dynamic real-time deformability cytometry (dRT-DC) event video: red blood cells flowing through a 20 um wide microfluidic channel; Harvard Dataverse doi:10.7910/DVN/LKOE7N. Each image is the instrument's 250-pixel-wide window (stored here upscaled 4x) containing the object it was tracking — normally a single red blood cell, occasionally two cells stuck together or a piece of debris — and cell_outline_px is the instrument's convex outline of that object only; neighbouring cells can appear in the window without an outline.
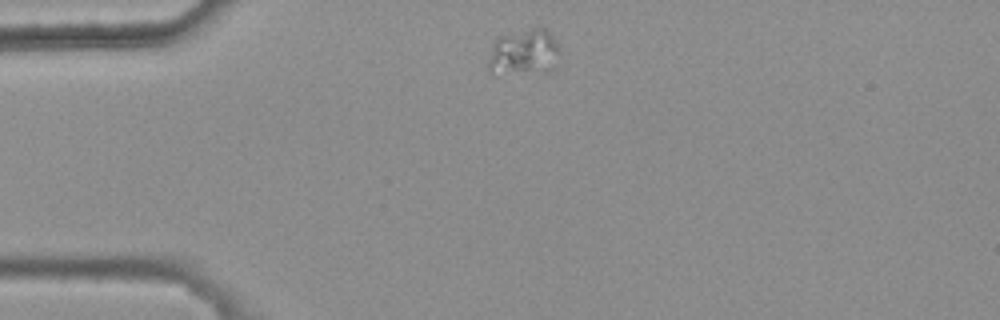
{"species": "common noctule bat (a hibernating species)", "species_latin": "Nyctalus noctula", "temperature_condition": "warm", "stored_images_in_passage": 3, "camera_frame_rate_fps": 3000, "um_per_image_px": 0.085, "animal": {"sex": "female", "body_mass_g": 25.1}, "frame": {"image": 1, "passage_image": 1, "time_ms": 0.0, "image_size_px": [1000, 320], "cell_outline_px": [[560, 52], [552, 68], [548, 72], [496, 76], [492, 76], [488, 72], [488, 60], [492, 44], [500, 36], [532, 28], [544, 28], [556, 40], [560, 48]], "centroid_in_image_um": [44.49, 4.51], "position_along_channel_um": 40.5, "area_um2": 19.77}}
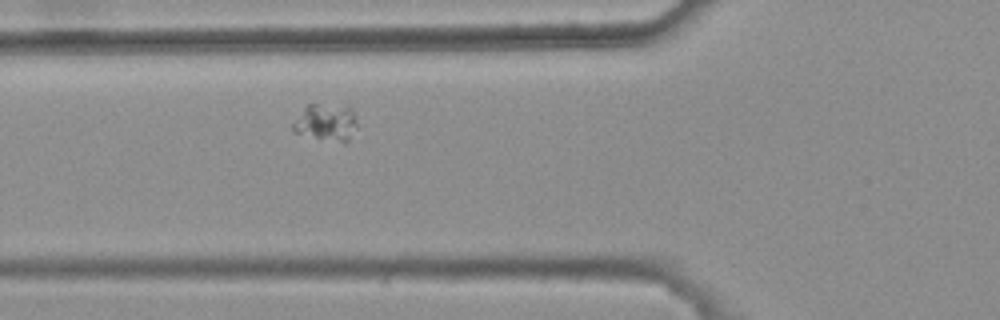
{"frame": {"image": 2, "passage_image": 3, "time_ms": 0.667, "image_size_px": [1000, 320], "cell_outline_px": [[356, 124], [348, 140], [344, 144], [292, 132], [292, 124], [304, 108], [308, 104], [348, 104], [352, 108], [356, 120]], "centroid_in_image_um": [27.73, 10.38], "position_along_channel_um": 98.1, "area_um2": 14.05}}